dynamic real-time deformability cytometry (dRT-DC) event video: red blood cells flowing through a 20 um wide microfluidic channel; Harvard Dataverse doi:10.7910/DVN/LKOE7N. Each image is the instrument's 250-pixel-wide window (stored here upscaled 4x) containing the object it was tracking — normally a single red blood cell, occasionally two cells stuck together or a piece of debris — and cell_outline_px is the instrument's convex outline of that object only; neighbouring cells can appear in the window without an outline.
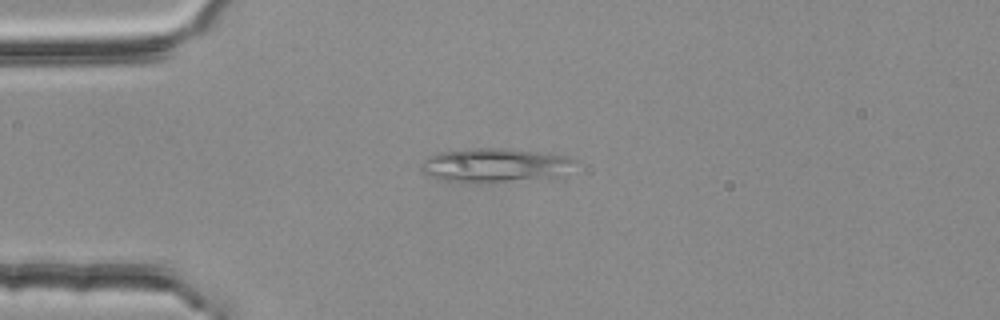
{"species": "common noctule bat (a hibernating species)", "species_latin": "Nyctalus noctula", "temperature_condition": "room temperature", "stored_images_in_passage": 53, "camera_frame_rate_fps": 3000, "um_per_image_px": 0.085, "animal": {"sex": "female", "body_mass_g": 25.1}, "frame": {"image": 1, "passage_image": 13, "time_ms": 4.0, "image_size_px": [1000, 320], "cell_outline_px": [[580, 160], [556, 176], [508, 180], [440, 180], [424, 172], [420, 168], [420, 164], [428, 156], [440, 152], [476, 148], [504, 148], [568, 156]], "centroid_in_image_um": [42.04, 13.99], "position_along_channel_um": 43.0, "area_um2": 29.02}}
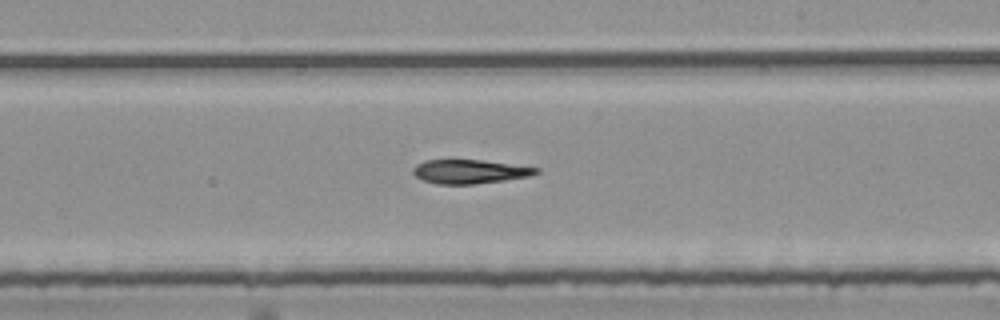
{"frame": {"image": 2, "passage_image": 31, "time_ms": 10.0, "image_size_px": [1000, 320], "cell_outline_px": [[540, 172], [528, 176], [504, 180], [472, 184], [436, 184], [424, 180], [416, 176], [412, 172], [412, 168], [416, 164], [424, 160], [480, 160], [540, 168]], "centroid_in_image_um": [39.89, 14.58], "position_along_channel_um": 249.1, "area_um2": 16.99}}
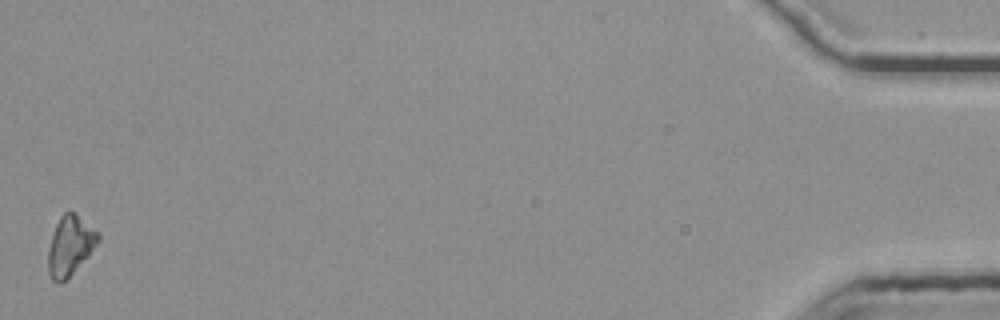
{"frame": {"image": 3, "passage_image": 53, "time_ms": 17.333, "image_size_px": [1000, 320], "cell_outline_px": [[100, 240], [88, 256], [60, 284], [52, 280], [48, 272], [48, 248], [56, 224], [60, 216], [64, 212], [76, 212], [100, 232]], "centroid_in_image_um": [5.97, 20.83], "position_along_channel_um": 429.2, "area_um2": 17.34}, "authors_computed_cell_mechanics": {"area_um2": 18.0336, "velocity_mm_per_s": 3.7926, "shape_relaxation_time_tau1_ms": 10.3272, "shape_relaxation_time_tau2_ms": null, "deformation_change_tau1": 0.2205, "deformation_change_tau2": null}}